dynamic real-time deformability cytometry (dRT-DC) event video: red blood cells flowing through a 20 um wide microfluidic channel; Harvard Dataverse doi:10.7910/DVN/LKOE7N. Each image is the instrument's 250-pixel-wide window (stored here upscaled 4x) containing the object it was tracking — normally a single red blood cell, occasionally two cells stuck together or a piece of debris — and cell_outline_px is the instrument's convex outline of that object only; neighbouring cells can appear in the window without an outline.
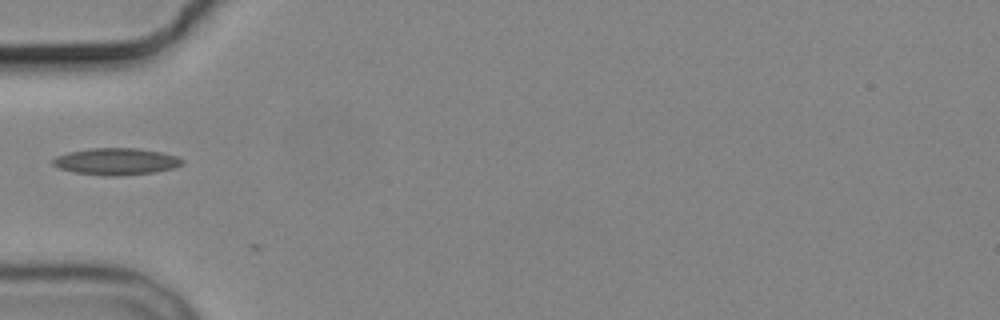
{"species": "common noctule bat (a hibernating species)", "species_latin": "Nyctalus noctula", "temperature_condition": "cold", "stored_images_in_passage": 2, "camera_frame_rate_fps": 3000, "um_per_image_px": 0.085, "animal": {"sex": "male", "body_mass_g": 19.2, "forearm_length_mm": 51.8}, "frame": {"image": 1, "passage_image": 2, "time_ms": 1.333, "image_size_px": [1000, 320], "cell_outline_px": [[184, 164], [172, 168], [152, 172], [116, 176], [104, 176], [72, 172], [60, 168], [52, 164], [52, 160], [56, 156], [68, 152], [92, 148], [136, 148], [160, 152], [176, 156], [184, 160]], "centroid_in_image_um": [9.85, 13.72], "position_along_channel_um": 75.2, "area_um2": 20.11}}